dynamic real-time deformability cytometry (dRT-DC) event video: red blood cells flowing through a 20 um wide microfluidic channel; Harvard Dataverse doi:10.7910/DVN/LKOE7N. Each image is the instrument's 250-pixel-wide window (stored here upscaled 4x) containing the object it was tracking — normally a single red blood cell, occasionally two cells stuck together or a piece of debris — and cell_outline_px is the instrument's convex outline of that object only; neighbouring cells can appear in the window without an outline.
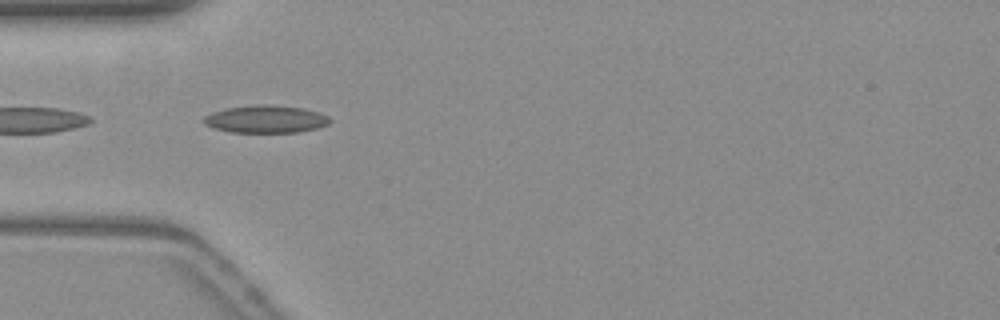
{"species": "common noctule bat (a hibernating species)", "species_latin": "Nyctalus noctula", "temperature_condition": "warm", "stored_images_in_passage": 14, "camera_frame_rate_fps": 3000, "um_per_image_px": 0.085, "animal": {"sex": "female", "body_mass_g": 19.3, "forearm_length_mm": 54.1}, "frame": {"image": 1, "passage_image": 12, "time_ms": 3.667, "image_size_px": [1000, 320], "cell_outline_px": [[332, 120], [328, 124], [316, 128], [296, 132], [232, 132], [212, 128], [204, 124], [204, 116], [212, 112], [224, 108], [260, 104], [264, 104], [304, 108], [320, 112], [328, 116]], "centroid_in_image_um": [22.58, 10.12], "position_along_channel_um": 62.4, "area_um2": 20.29}}